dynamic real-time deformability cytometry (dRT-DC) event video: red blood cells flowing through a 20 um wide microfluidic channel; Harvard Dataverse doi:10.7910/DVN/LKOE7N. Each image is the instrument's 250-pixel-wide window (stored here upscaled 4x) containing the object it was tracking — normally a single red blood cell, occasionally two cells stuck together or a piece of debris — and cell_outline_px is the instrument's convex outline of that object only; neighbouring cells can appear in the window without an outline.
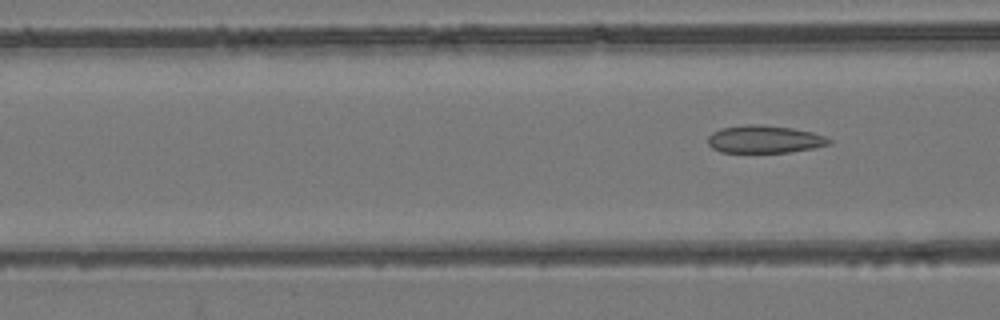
{"species": "common noctule bat (a hibernating species)", "species_latin": "Nyctalus noctula", "temperature_condition": "room temperature", "stored_images_in_passage": 5, "camera_frame_rate_fps": 3000, "um_per_image_px": 0.085, "animal": {"sex": "female", "body_mass_g": 24.6, "forearm_length_mm": 56.2}, "frame": {"image": 1, "passage_image": 5, "time_ms": 6.0, "image_size_px": [1000, 320], "cell_outline_px": [[832, 140], [828, 144], [816, 148], [788, 152], [720, 152], [712, 148], [708, 144], [708, 136], [712, 132], [720, 128], [748, 124], [756, 124], [792, 128], [812, 132], [824, 136]], "centroid_in_image_um": [64.96, 11.84], "position_along_channel_um": 101.6, "area_um2": 19.48}}